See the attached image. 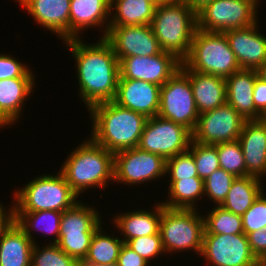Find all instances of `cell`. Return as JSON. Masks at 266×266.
I'll return each mask as SVG.
<instances>
[{"label":"cell","instance_id":"d4e9b609","mask_svg":"<svg viewBox=\"0 0 266 266\" xmlns=\"http://www.w3.org/2000/svg\"><path fill=\"white\" fill-rule=\"evenodd\" d=\"M33 241L11 220L0 232V266H31Z\"/></svg>","mask_w":266,"mask_h":266},{"label":"cell","instance_id":"9c48e42d","mask_svg":"<svg viewBox=\"0 0 266 266\" xmlns=\"http://www.w3.org/2000/svg\"><path fill=\"white\" fill-rule=\"evenodd\" d=\"M158 116L194 130L197 110L189 77L180 69L160 88Z\"/></svg>","mask_w":266,"mask_h":266},{"label":"cell","instance_id":"f6af8a7d","mask_svg":"<svg viewBox=\"0 0 266 266\" xmlns=\"http://www.w3.org/2000/svg\"><path fill=\"white\" fill-rule=\"evenodd\" d=\"M5 209H8L5 210ZM12 220V209L4 207L3 203H0V232L6 227V225Z\"/></svg>","mask_w":266,"mask_h":266},{"label":"cell","instance_id":"f5cc1de1","mask_svg":"<svg viewBox=\"0 0 266 266\" xmlns=\"http://www.w3.org/2000/svg\"><path fill=\"white\" fill-rule=\"evenodd\" d=\"M258 266H266V262H260Z\"/></svg>","mask_w":266,"mask_h":266},{"label":"cell","instance_id":"ffe728a7","mask_svg":"<svg viewBox=\"0 0 266 266\" xmlns=\"http://www.w3.org/2000/svg\"><path fill=\"white\" fill-rule=\"evenodd\" d=\"M110 5L111 0H71L70 39L80 38L81 31L93 26L102 28L101 38H105L110 24Z\"/></svg>","mask_w":266,"mask_h":266},{"label":"cell","instance_id":"d6a6232c","mask_svg":"<svg viewBox=\"0 0 266 266\" xmlns=\"http://www.w3.org/2000/svg\"><path fill=\"white\" fill-rule=\"evenodd\" d=\"M215 146L220 168L235 177H246V164L239 140L218 143Z\"/></svg>","mask_w":266,"mask_h":266},{"label":"cell","instance_id":"f546056e","mask_svg":"<svg viewBox=\"0 0 266 266\" xmlns=\"http://www.w3.org/2000/svg\"><path fill=\"white\" fill-rule=\"evenodd\" d=\"M168 200L162 202L170 209H197L195 205L204 196V180L190 177L182 180H168Z\"/></svg>","mask_w":266,"mask_h":266},{"label":"cell","instance_id":"ac0fdd59","mask_svg":"<svg viewBox=\"0 0 266 266\" xmlns=\"http://www.w3.org/2000/svg\"><path fill=\"white\" fill-rule=\"evenodd\" d=\"M34 18L37 24L55 33L61 40L70 39L71 0H14Z\"/></svg>","mask_w":266,"mask_h":266},{"label":"cell","instance_id":"b9f144b4","mask_svg":"<svg viewBox=\"0 0 266 266\" xmlns=\"http://www.w3.org/2000/svg\"><path fill=\"white\" fill-rule=\"evenodd\" d=\"M250 250L259 262H266V227L247 234Z\"/></svg>","mask_w":266,"mask_h":266},{"label":"cell","instance_id":"9a60e30c","mask_svg":"<svg viewBox=\"0 0 266 266\" xmlns=\"http://www.w3.org/2000/svg\"><path fill=\"white\" fill-rule=\"evenodd\" d=\"M105 39L119 62L129 56H153L161 53L151 25L109 26Z\"/></svg>","mask_w":266,"mask_h":266},{"label":"cell","instance_id":"836d02e7","mask_svg":"<svg viewBox=\"0 0 266 266\" xmlns=\"http://www.w3.org/2000/svg\"><path fill=\"white\" fill-rule=\"evenodd\" d=\"M43 248L34 243L31 251V266H80L73 257L62 251L57 244L48 243Z\"/></svg>","mask_w":266,"mask_h":266},{"label":"cell","instance_id":"603a6c76","mask_svg":"<svg viewBox=\"0 0 266 266\" xmlns=\"http://www.w3.org/2000/svg\"><path fill=\"white\" fill-rule=\"evenodd\" d=\"M157 203V204H156ZM152 210L135 209L134 211L122 212L114 216L113 226L118 228L124 243L136 237L149 236L159 233L162 215V203L156 202Z\"/></svg>","mask_w":266,"mask_h":266},{"label":"cell","instance_id":"ab89813d","mask_svg":"<svg viewBox=\"0 0 266 266\" xmlns=\"http://www.w3.org/2000/svg\"><path fill=\"white\" fill-rule=\"evenodd\" d=\"M266 192L263 191L251 207L241 216L244 234L266 227Z\"/></svg>","mask_w":266,"mask_h":266},{"label":"cell","instance_id":"4316f807","mask_svg":"<svg viewBox=\"0 0 266 266\" xmlns=\"http://www.w3.org/2000/svg\"><path fill=\"white\" fill-rule=\"evenodd\" d=\"M262 184V180L255 177H236L220 206L242 216L264 191L265 186Z\"/></svg>","mask_w":266,"mask_h":266},{"label":"cell","instance_id":"277c9868","mask_svg":"<svg viewBox=\"0 0 266 266\" xmlns=\"http://www.w3.org/2000/svg\"><path fill=\"white\" fill-rule=\"evenodd\" d=\"M151 27L161 49L183 61L197 30V14L183 0H170L156 7Z\"/></svg>","mask_w":266,"mask_h":266},{"label":"cell","instance_id":"ee69618b","mask_svg":"<svg viewBox=\"0 0 266 266\" xmlns=\"http://www.w3.org/2000/svg\"><path fill=\"white\" fill-rule=\"evenodd\" d=\"M253 102L255 108L261 113L266 108V82L258 76L253 90Z\"/></svg>","mask_w":266,"mask_h":266},{"label":"cell","instance_id":"816d5d0a","mask_svg":"<svg viewBox=\"0 0 266 266\" xmlns=\"http://www.w3.org/2000/svg\"><path fill=\"white\" fill-rule=\"evenodd\" d=\"M252 1H253L257 6H259V4H260V3H259V2H260L259 0H252Z\"/></svg>","mask_w":266,"mask_h":266},{"label":"cell","instance_id":"d590c367","mask_svg":"<svg viewBox=\"0 0 266 266\" xmlns=\"http://www.w3.org/2000/svg\"><path fill=\"white\" fill-rule=\"evenodd\" d=\"M236 177L224 169L215 170L204 180V195L207 196L216 206H220L228 194L232 182Z\"/></svg>","mask_w":266,"mask_h":266},{"label":"cell","instance_id":"d6986e66","mask_svg":"<svg viewBox=\"0 0 266 266\" xmlns=\"http://www.w3.org/2000/svg\"><path fill=\"white\" fill-rule=\"evenodd\" d=\"M239 143L246 164V176L266 177V123L260 120L246 121Z\"/></svg>","mask_w":266,"mask_h":266},{"label":"cell","instance_id":"5bb4252c","mask_svg":"<svg viewBox=\"0 0 266 266\" xmlns=\"http://www.w3.org/2000/svg\"><path fill=\"white\" fill-rule=\"evenodd\" d=\"M120 76L124 79L147 81L163 86L178 70L182 61L162 51L153 56H129L120 62Z\"/></svg>","mask_w":266,"mask_h":266},{"label":"cell","instance_id":"e575fe53","mask_svg":"<svg viewBox=\"0 0 266 266\" xmlns=\"http://www.w3.org/2000/svg\"><path fill=\"white\" fill-rule=\"evenodd\" d=\"M194 157L198 177L205 180L215 170L220 168L217 147L192 141L188 149Z\"/></svg>","mask_w":266,"mask_h":266},{"label":"cell","instance_id":"c3c4849f","mask_svg":"<svg viewBox=\"0 0 266 266\" xmlns=\"http://www.w3.org/2000/svg\"><path fill=\"white\" fill-rule=\"evenodd\" d=\"M146 1L152 3L155 7H158L161 4L169 2L170 0H146Z\"/></svg>","mask_w":266,"mask_h":266},{"label":"cell","instance_id":"1f68e13d","mask_svg":"<svg viewBox=\"0 0 266 266\" xmlns=\"http://www.w3.org/2000/svg\"><path fill=\"white\" fill-rule=\"evenodd\" d=\"M204 217V234L234 235L244 233L242 217L234 214L222 206L210 209ZM207 215V216H206Z\"/></svg>","mask_w":266,"mask_h":266},{"label":"cell","instance_id":"ba28073f","mask_svg":"<svg viewBox=\"0 0 266 266\" xmlns=\"http://www.w3.org/2000/svg\"><path fill=\"white\" fill-rule=\"evenodd\" d=\"M257 8L252 0H213L197 13V28L226 32L248 27L259 19Z\"/></svg>","mask_w":266,"mask_h":266},{"label":"cell","instance_id":"83f0119b","mask_svg":"<svg viewBox=\"0 0 266 266\" xmlns=\"http://www.w3.org/2000/svg\"><path fill=\"white\" fill-rule=\"evenodd\" d=\"M63 212L60 211H34V212H12V220L25 232V234L36 243L32 230L42 231L44 236L54 235V241L49 243H57L59 241L60 220ZM35 240V241H34Z\"/></svg>","mask_w":266,"mask_h":266},{"label":"cell","instance_id":"44dd1931","mask_svg":"<svg viewBox=\"0 0 266 266\" xmlns=\"http://www.w3.org/2000/svg\"><path fill=\"white\" fill-rule=\"evenodd\" d=\"M35 77L0 80V128L18 122L24 104L34 91ZM30 95V96H29ZM4 126V127H3Z\"/></svg>","mask_w":266,"mask_h":266},{"label":"cell","instance_id":"2e32d148","mask_svg":"<svg viewBox=\"0 0 266 266\" xmlns=\"http://www.w3.org/2000/svg\"><path fill=\"white\" fill-rule=\"evenodd\" d=\"M161 86L141 80L119 77L114 102L147 118L157 116Z\"/></svg>","mask_w":266,"mask_h":266},{"label":"cell","instance_id":"7a4b0ae2","mask_svg":"<svg viewBox=\"0 0 266 266\" xmlns=\"http://www.w3.org/2000/svg\"><path fill=\"white\" fill-rule=\"evenodd\" d=\"M91 138L110 152L138 147L141 134L148 120L143 114L122 107L113 100L92 106Z\"/></svg>","mask_w":266,"mask_h":266},{"label":"cell","instance_id":"60d3db41","mask_svg":"<svg viewBox=\"0 0 266 266\" xmlns=\"http://www.w3.org/2000/svg\"><path fill=\"white\" fill-rule=\"evenodd\" d=\"M20 62L16 57H12L9 54L0 53V80L21 78V77H36L32 73L30 66Z\"/></svg>","mask_w":266,"mask_h":266},{"label":"cell","instance_id":"f907efd6","mask_svg":"<svg viewBox=\"0 0 266 266\" xmlns=\"http://www.w3.org/2000/svg\"><path fill=\"white\" fill-rule=\"evenodd\" d=\"M80 266H118L117 262L107 265H80Z\"/></svg>","mask_w":266,"mask_h":266},{"label":"cell","instance_id":"4dcf8cb0","mask_svg":"<svg viewBox=\"0 0 266 266\" xmlns=\"http://www.w3.org/2000/svg\"><path fill=\"white\" fill-rule=\"evenodd\" d=\"M100 226L94 233L87 256L80 265H107L117 262L124 241L115 235H107Z\"/></svg>","mask_w":266,"mask_h":266},{"label":"cell","instance_id":"3957f363","mask_svg":"<svg viewBox=\"0 0 266 266\" xmlns=\"http://www.w3.org/2000/svg\"><path fill=\"white\" fill-rule=\"evenodd\" d=\"M78 145L67 155L59 171L79 197L93 187L106 189L114 181V153L91 138Z\"/></svg>","mask_w":266,"mask_h":266},{"label":"cell","instance_id":"8d00e7d4","mask_svg":"<svg viewBox=\"0 0 266 266\" xmlns=\"http://www.w3.org/2000/svg\"><path fill=\"white\" fill-rule=\"evenodd\" d=\"M94 233L59 234L58 247L81 263L87 256Z\"/></svg>","mask_w":266,"mask_h":266},{"label":"cell","instance_id":"52a82bcc","mask_svg":"<svg viewBox=\"0 0 266 266\" xmlns=\"http://www.w3.org/2000/svg\"><path fill=\"white\" fill-rule=\"evenodd\" d=\"M204 217L196 209H170L162 204L160 235L165 253L193 250L200 255Z\"/></svg>","mask_w":266,"mask_h":266},{"label":"cell","instance_id":"30bf717a","mask_svg":"<svg viewBox=\"0 0 266 266\" xmlns=\"http://www.w3.org/2000/svg\"><path fill=\"white\" fill-rule=\"evenodd\" d=\"M191 140L192 132L188 128L157 115L148 118L138 148L168 160L187 151Z\"/></svg>","mask_w":266,"mask_h":266},{"label":"cell","instance_id":"f35d334b","mask_svg":"<svg viewBox=\"0 0 266 266\" xmlns=\"http://www.w3.org/2000/svg\"><path fill=\"white\" fill-rule=\"evenodd\" d=\"M125 244L150 263L160 257V255L165 254L160 232L149 236L129 239Z\"/></svg>","mask_w":266,"mask_h":266},{"label":"cell","instance_id":"74e56055","mask_svg":"<svg viewBox=\"0 0 266 266\" xmlns=\"http://www.w3.org/2000/svg\"><path fill=\"white\" fill-rule=\"evenodd\" d=\"M166 174L169 180L198 177L193 154L187 150L166 160Z\"/></svg>","mask_w":266,"mask_h":266},{"label":"cell","instance_id":"7c38bea8","mask_svg":"<svg viewBox=\"0 0 266 266\" xmlns=\"http://www.w3.org/2000/svg\"><path fill=\"white\" fill-rule=\"evenodd\" d=\"M246 121L231 105L225 103L199 114L192 131V141L215 145L238 140Z\"/></svg>","mask_w":266,"mask_h":266},{"label":"cell","instance_id":"5b68a950","mask_svg":"<svg viewBox=\"0 0 266 266\" xmlns=\"http://www.w3.org/2000/svg\"><path fill=\"white\" fill-rule=\"evenodd\" d=\"M78 197L61 172L42 174L14 192L11 209L12 212H64L79 201Z\"/></svg>","mask_w":266,"mask_h":266},{"label":"cell","instance_id":"7bdbcfd3","mask_svg":"<svg viewBox=\"0 0 266 266\" xmlns=\"http://www.w3.org/2000/svg\"><path fill=\"white\" fill-rule=\"evenodd\" d=\"M117 264L118 266H148L149 262L124 243L120 250Z\"/></svg>","mask_w":266,"mask_h":266},{"label":"cell","instance_id":"484cf974","mask_svg":"<svg viewBox=\"0 0 266 266\" xmlns=\"http://www.w3.org/2000/svg\"><path fill=\"white\" fill-rule=\"evenodd\" d=\"M155 9L146 0H111L109 26L151 25Z\"/></svg>","mask_w":266,"mask_h":266},{"label":"cell","instance_id":"8fae6325","mask_svg":"<svg viewBox=\"0 0 266 266\" xmlns=\"http://www.w3.org/2000/svg\"><path fill=\"white\" fill-rule=\"evenodd\" d=\"M166 176V160L138 147L114 153V181L132 186Z\"/></svg>","mask_w":266,"mask_h":266},{"label":"cell","instance_id":"8992f818","mask_svg":"<svg viewBox=\"0 0 266 266\" xmlns=\"http://www.w3.org/2000/svg\"><path fill=\"white\" fill-rule=\"evenodd\" d=\"M181 70H193L227 78L240 70L224 32H208L197 28L188 56Z\"/></svg>","mask_w":266,"mask_h":266},{"label":"cell","instance_id":"681fc988","mask_svg":"<svg viewBox=\"0 0 266 266\" xmlns=\"http://www.w3.org/2000/svg\"><path fill=\"white\" fill-rule=\"evenodd\" d=\"M259 120L266 123V108L260 113Z\"/></svg>","mask_w":266,"mask_h":266},{"label":"cell","instance_id":"cb8c5ba5","mask_svg":"<svg viewBox=\"0 0 266 266\" xmlns=\"http://www.w3.org/2000/svg\"><path fill=\"white\" fill-rule=\"evenodd\" d=\"M190 79L195 104L199 114L214 110L226 103L225 78L199 73L193 70H182Z\"/></svg>","mask_w":266,"mask_h":266},{"label":"cell","instance_id":"4fadbf2b","mask_svg":"<svg viewBox=\"0 0 266 266\" xmlns=\"http://www.w3.org/2000/svg\"><path fill=\"white\" fill-rule=\"evenodd\" d=\"M200 256L207 266H258L250 250L247 235L203 234Z\"/></svg>","mask_w":266,"mask_h":266},{"label":"cell","instance_id":"f1b7e54d","mask_svg":"<svg viewBox=\"0 0 266 266\" xmlns=\"http://www.w3.org/2000/svg\"><path fill=\"white\" fill-rule=\"evenodd\" d=\"M101 214L95 207L78 201L73 207L62 213L60 233H95L103 224Z\"/></svg>","mask_w":266,"mask_h":266},{"label":"cell","instance_id":"7402d4cb","mask_svg":"<svg viewBox=\"0 0 266 266\" xmlns=\"http://www.w3.org/2000/svg\"><path fill=\"white\" fill-rule=\"evenodd\" d=\"M257 76V71L254 69H240L225 79L226 103L247 121L259 120L260 117V112L253 102V90Z\"/></svg>","mask_w":266,"mask_h":266},{"label":"cell","instance_id":"6da1fadb","mask_svg":"<svg viewBox=\"0 0 266 266\" xmlns=\"http://www.w3.org/2000/svg\"><path fill=\"white\" fill-rule=\"evenodd\" d=\"M76 61L79 98L87 110L114 100L120 77L119 59L105 38L92 44L80 38L63 41ZM88 43V44H87Z\"/></svg>","mask_w":266,"mask_h":266},{"label":"cell","instance_id":"bcb514c9","mask_svg":"<svg viewBox=\"0 0 266 266\" xmlns=\"http://www.w3.org/2000/svg\"><path fill=\"white\" fill-rule=\"evenodd\" d=\"M186 2L191 9L197 14L200 10H202L208 3L213 0H183Z\"/></svg>","mask_w":266,"mask_h":266},{"label":"cell","instance_id":"e0dca14e","mask_svg":"<svg viewBox=\"0 0 266 266\" xmlns=\"http://www.w3.org/2000/svg\"><path fill=\"white\" fill-rule=\"evenodd\" d=\"M258 23L224 32L241 69L257 70L266 63V36L258 31Z\"/></svg>","mask_w":266,"mask_h":266},{"label":"cell","instance_id":"7dc6e473","mask_svg":"<svg viewBox=\"0 0 266 266\" xmlns=\"http://www.w3.org/2000/svg\"><path fill=\"white\" fill-rule=\"evenodd\" d=\"M258 77L266 82V63L257 70Z\"/></svg>","mask_w":266,"mask_h":266}]
</instances>
